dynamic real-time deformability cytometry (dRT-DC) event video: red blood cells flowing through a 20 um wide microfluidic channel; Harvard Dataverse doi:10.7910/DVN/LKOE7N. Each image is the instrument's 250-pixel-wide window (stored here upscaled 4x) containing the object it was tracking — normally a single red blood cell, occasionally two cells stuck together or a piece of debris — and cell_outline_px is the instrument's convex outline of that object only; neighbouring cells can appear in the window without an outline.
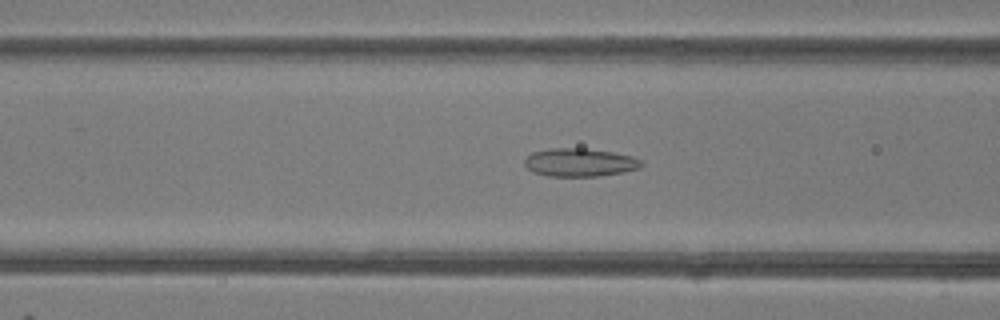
{"species": "common noctule bat (a hibernating species)", "species_latin": "Nyctalus noctula", "temperature_condition": "room temperature", "stored_images_in_passage": 48, "camera_frame_rate_fps": 3000, "um_per_image_px": 0.085, "animal": {"sex": "female"}, "frame": {"image": 1, "passage_image": 19, "time_ms": 6.0, "image_size_px": [1000, 320], "cell_outline_px": [[644, 164], [640, 168], [624, 172], [596, 176], [548, 176], [532, 172], [524, 164], [524, 160], [532, 152], [548, 148], [584, 148], [612, 152], [632, 156], [644, 160]], "centroid_in_image_um": [49.3, 13.8], "position_along_channel_um": 117.3, "area_um2": 19.36}}
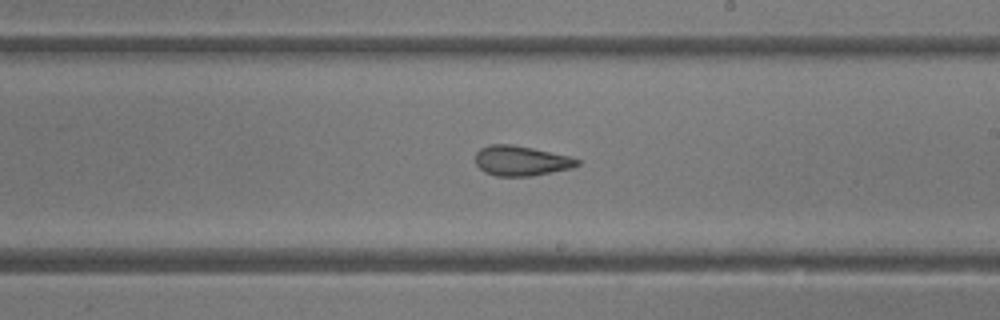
{"frame": {"image": 2, "passage_image": 28, "time_ms": 9.0, "image_size_px": [1000, 320], "cell_outline_px": [[580, 164], [572, 168], [532, 176], [496, 176], [484, 172], [476, 164], [476, 152], [480, 148], [488, 144], [512, 144], [532, 148], [568, 156], [580, 160]], "centroid_in_image_um": [44.27, 13.67], "position_along_channel_um": 244.7, "area_um2": 17.8}}
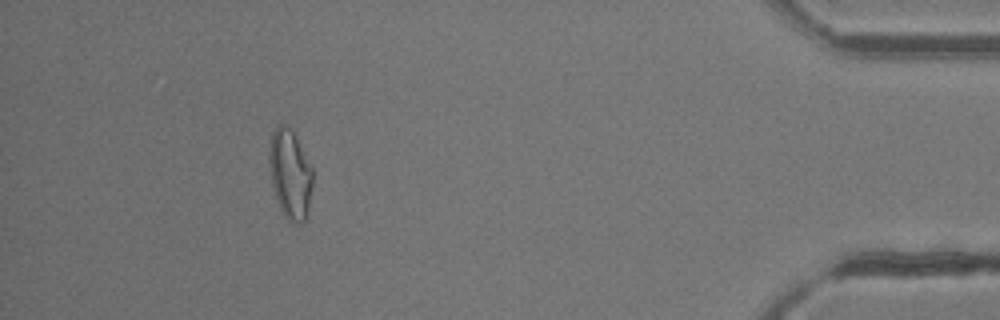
{"frame": {"image": 3, "passage_image": 44, "time_ms": 14.333, "image_size_px": [1000, 320], "cell_outline_px": [[312, 184], [308, 216], [300, 224], [292, 224], [284, 216], [280, 208], [272, 184], [268, 160], [268, 148], [272, 132], [276, 124], [288, 124], [292, 128], [312, 168]], "centroid_in_image_um": [24.65, 14.77], "position_along_channel_um": 410.6, "area_um2": 23.06}, "authors_computed_cell_mechanics": {"area_um2": 20.4034, "velocity_mm_per_s": 4.2367, "shape_relaxation_time_tau1_ms": 9.0626, "shape_relaxation_time_tau2_ms": 2.2669, "deformation_change_tau1": 0.1878, "deformation_change_tau2": 0.1053}}